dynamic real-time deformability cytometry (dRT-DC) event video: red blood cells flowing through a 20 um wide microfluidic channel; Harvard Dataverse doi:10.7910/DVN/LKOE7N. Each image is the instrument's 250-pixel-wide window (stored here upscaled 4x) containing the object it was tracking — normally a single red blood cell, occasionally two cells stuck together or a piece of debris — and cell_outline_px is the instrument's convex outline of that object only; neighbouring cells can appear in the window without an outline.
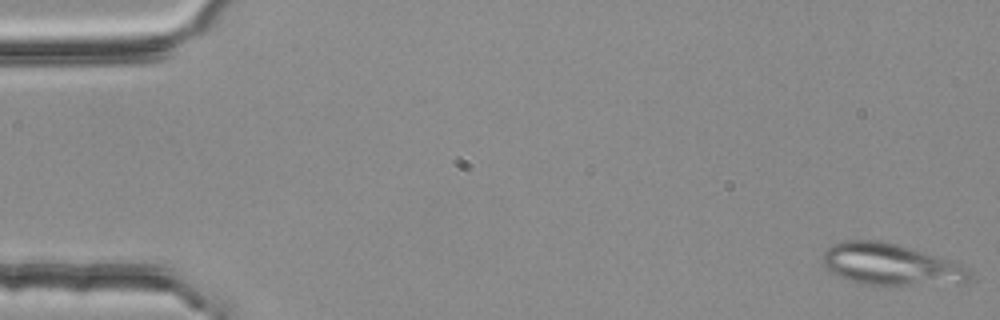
{"species": "common noctule bat (a hibernating species)", "species_latin": "Nyctalus noctula", "temperature_condition": "room temperature", "stored_images_in_passage": 4, "camera_frame_rate_fps": 3000, "um_per_image_px": 0.085, "animal": {"sex": "female", "body_mass_g": 25.1}, "frame": {"image": 1, "passage_image": 1, "time_ms": 0.0, "image_size_px": [1000, 320], "cell_outline_px": [[972, 276], [964, 284], [864, 284], [848, 280], [840, 276], [828, 268], [824, 264], [820, 256], [832, 244], [848, 240], [880, 240], [896, 244], [968, 264], [972, 272]], "centroid_in_image_um": [75.82, 22.47], "position_along_channel_um": 9.2, "area_um2": 35.84}}